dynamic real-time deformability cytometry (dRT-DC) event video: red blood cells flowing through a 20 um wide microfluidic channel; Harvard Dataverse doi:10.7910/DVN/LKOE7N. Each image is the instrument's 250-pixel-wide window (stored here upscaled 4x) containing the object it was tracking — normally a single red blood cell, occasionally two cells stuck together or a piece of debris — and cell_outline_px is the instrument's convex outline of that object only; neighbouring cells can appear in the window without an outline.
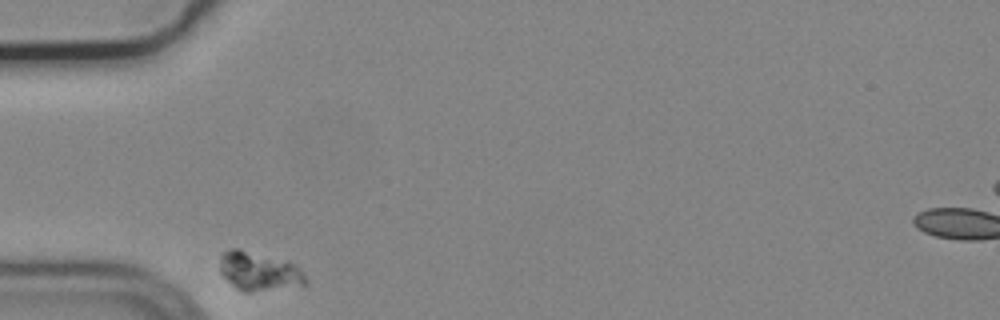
{"species": "common noctule bat (a hibernating species)", "species_latin": "Nyctalus noctula", "temperature_condition": "cold", "stored_images_in_passage": 32, "camera_frame_rate_fps": 3000, "um_per_image_px": 0.085, "animal": {"sex": "male", "body_mass_g": 19.2, "forearm_length_mm": 51.8}, "frame": {"image": 1, "passage_image": 1, "time_ms": 0.0, "image_size_px": [1000, 320], "cell_outline_px": [[308, 284], [252, 292], [244, 292], [236, 288], [220, 272], [220, 252], [228, 248], [240, 248], [288, 260], [296, 264], [304, 272], [308, 280]], "centroid_in_image_um": [22.03, 23.02], "position_along_channel_um": 63.0, "area_um2": 19.88}}
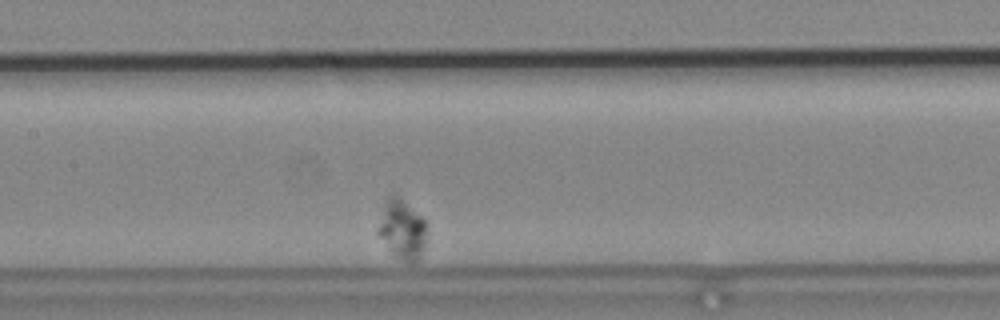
{"frame": {"image": 2, "passage_image": 13, "time_ms": 4.0, "image_size_px": [1000, 320], "cell_outline_px": [[428, 240], [420, 260], [412, 264], [408, 264], [392, 256], [376, 232], [376, 228], [384, 204], [388, 196], [392, 192], [420, 216], [424, 220], [428, 232]], "centroid_in_image_um": [34.19, 19.6], "position_along_channel_um": 173.2, "area_um2": 17.51}}
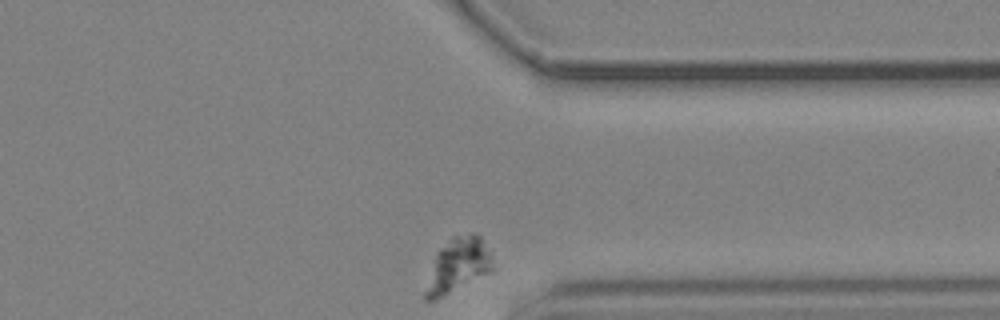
{"frame": {"image": 3, "passage_image": 32, "time_ms": 10.333, "image_size_px": [1000, 320], "cell_outline_px": [[492, 272], [436, 300], [424, 300], [424, 292], [436, 252], [452, 236], [472, 232], [480, 236], [488, 252], [492, 268]], "centroid_in_image_um": [38.88, 22.56], "position_along_channel_um": 372.5, "area_um2": 20.98}}